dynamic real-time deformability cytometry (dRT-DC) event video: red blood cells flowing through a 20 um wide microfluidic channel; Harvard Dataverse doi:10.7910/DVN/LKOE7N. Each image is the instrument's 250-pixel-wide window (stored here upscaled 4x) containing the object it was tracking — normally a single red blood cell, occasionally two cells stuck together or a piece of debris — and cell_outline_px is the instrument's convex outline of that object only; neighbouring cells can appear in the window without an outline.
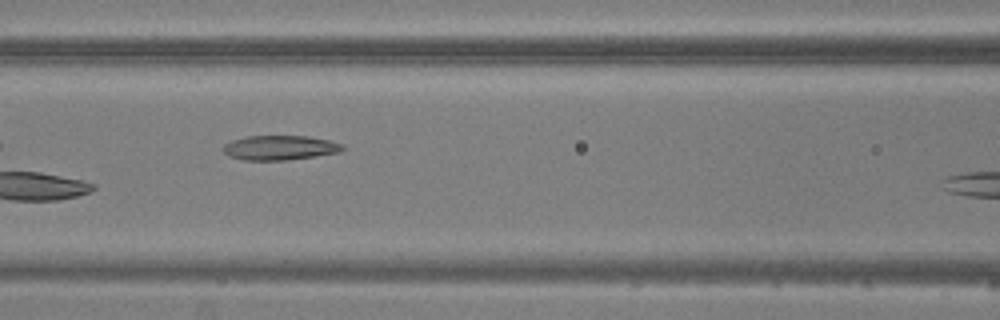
{"species": "common noctule bat (a hibernating species)", "species_latin": "Nyctalus noctula", "temperature_condition": "warm", "stored_images_in_passage": 5, "camera_frame_rate_fps": 3000, "um_per_image_px": 0.085, "animal": {"sex": "male", "body_mass_g": 20.5, "forearm_length_mm": 52.5}, "frame": {"image": 1, "passage_image": 3, "time_ms": 2.333, "image_size_px": [1000, 320], "cell_outline_px": [[348, 148], [340, 152], [316, 156], [288, 160], [244, 160], [232, 156], [224, 152], [224, 144], [232, 140], [248, 136], [308, 136], [328, 140], [344, 144]], "centroid_in_image_um": [23.87, 12.55], "position_along_channel_um": 142.7, "area_um2": 17.11}}
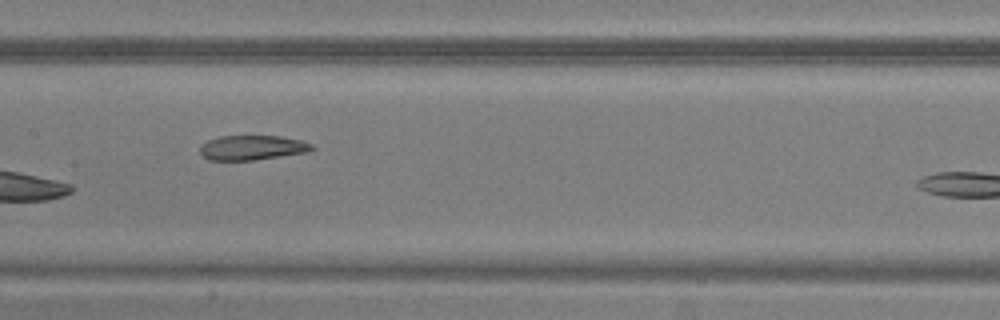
{"frame": {"image": 2, "passage_image": 4, "time_ms": 3.333, "image_size_px": [1000, 320], "cell_outline_px": [[316, 148], [308, 152], [256, 160], [208, 160], [200, 152], [200, 144], [208, 140], [220, 136], [280, 136], [300, 140], [312, 144]], "centroid_in_image_um": [21.44, 12.55], "position_along_channel_um": 186.0, "area_um2": 16.18}}